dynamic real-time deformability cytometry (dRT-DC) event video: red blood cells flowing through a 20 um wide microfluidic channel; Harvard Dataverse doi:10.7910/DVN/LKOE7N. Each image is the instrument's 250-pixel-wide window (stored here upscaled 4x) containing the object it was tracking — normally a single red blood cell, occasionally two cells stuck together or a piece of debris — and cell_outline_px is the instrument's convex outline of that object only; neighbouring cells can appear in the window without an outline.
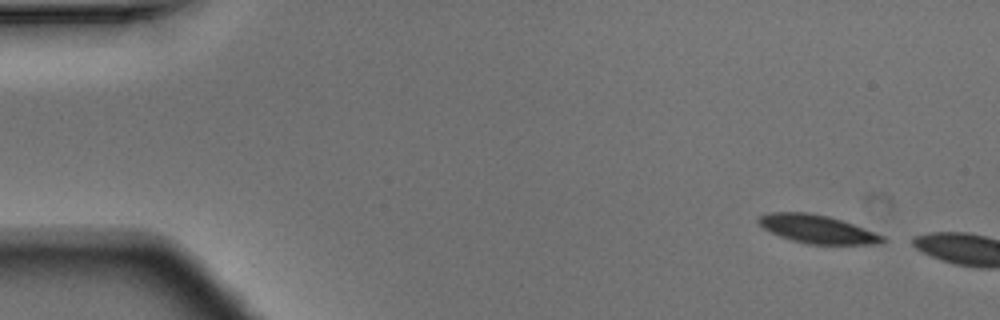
{"species": "Egyptian fruit bat (a non-hibernating species)", "species_latin": "Rousettus aegyptiacus", "temperature_condition": "warm", "stored_images_in_passage": 4, "camera_frame_rate_fps": 3000, "um_per_image_px": 0.085, "animal": {"sex": "male"}, "frame": {"image": 1, "passage_image": 1, "time_ms": 0.0, "image_size_px": [1000, 320], "cell_outline_px": [[888, 240], [880, 244], [808, 244], [792, 240], [780, 236], [764, 228], [756, 220], [760, 216], [768, 212], [808, 212], [828, 216], [852, 224], [884, 236]], "centroid_in_image_um": [69.46, 19.47], "position_along_channel_um": 15.5, "area_um2": 20.23}}